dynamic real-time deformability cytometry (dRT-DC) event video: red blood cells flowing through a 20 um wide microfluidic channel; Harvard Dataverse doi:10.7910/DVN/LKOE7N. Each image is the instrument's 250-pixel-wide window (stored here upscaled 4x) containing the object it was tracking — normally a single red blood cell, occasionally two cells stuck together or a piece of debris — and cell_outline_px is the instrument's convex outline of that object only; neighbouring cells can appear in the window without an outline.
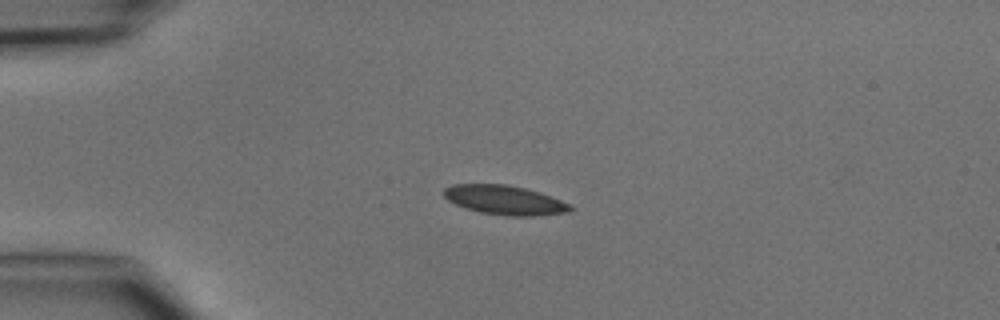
{"species": "common noctule bat (a hibernating species)", "species_latin": "Nyctalus noctula", "temperature_condition": "cold", "stored_images_in_passage": 6, "camera_frame_rate_fps": 3000, "um_per_image_px": 0.085, "animal": {"sex": "male", "body_mass_g": 15.6}, "frame": {"image": 1, "passage_image": 4, "time_ms": 4.0, "image_size_px": [1000, 320], "cell_outline_px": [[572, 208], [568, 212], [536, 216], [508, 216], [480, 212], [456, 204], [448, 200], [444, 196], [444, 188], [452, 184], [504, 184], [524, 188], [540, 192], [560, 200], [568, 204]], "centroid_in_image_um": [42.88, 17.0], "position_along_channel_um": 42.1, "area_um2": 21.33}}